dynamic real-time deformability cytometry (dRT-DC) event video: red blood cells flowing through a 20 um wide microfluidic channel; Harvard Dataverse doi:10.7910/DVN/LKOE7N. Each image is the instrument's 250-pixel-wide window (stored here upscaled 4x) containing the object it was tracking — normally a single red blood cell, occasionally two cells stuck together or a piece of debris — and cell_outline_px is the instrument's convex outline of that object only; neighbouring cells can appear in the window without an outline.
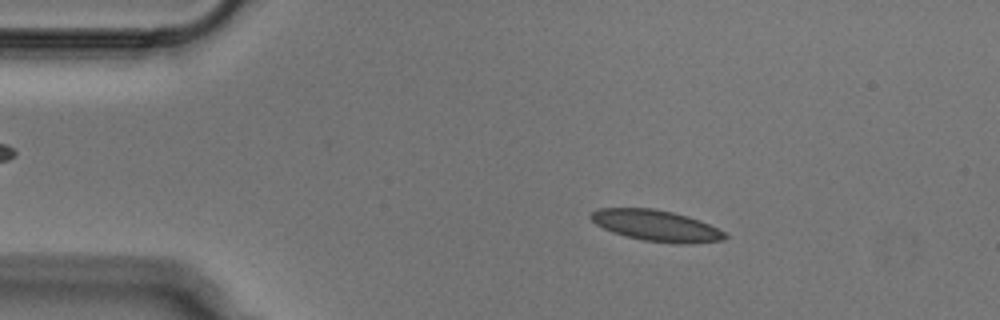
{"species": "Egyptian fruit bat (a non-hibernating species)", "species_latin": "Rousettus aegyptiacus", "temperature_condition": "cold", "stored_images_in_passage": 44, "camera_frame_rate_fps": 3000, "um_per_image_px": 0.085, "animal": {"sex": "male"}, "frame": {"image": 1, "passage_image": 1, "time_ms": 0.0, "image_size_px": [1000, 320], "cell_outline_px": [[728, 236], [724, 240], [692, 244], [680, 244], [644, 240], [624, 236], [612, 232], [596, 224], [588, 216], [592, 212], [600, 208], [656, 208], [688, 216], [700, 220], [724, 232]], "centroid_in_image_um": [55.79, 19.18], "position_along_channel_um": 29.2, "area_um2": 24.33}}
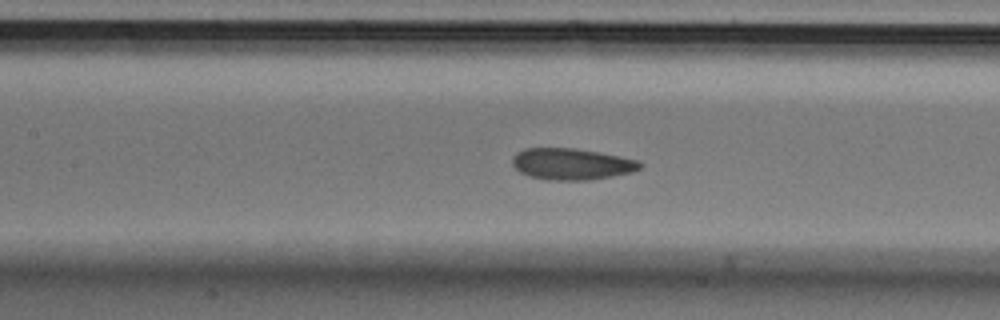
{"frame": {"image": 2, "passage_image": 15, "time_ms": 4.667, "image_size_px": [1000, 320], "cell_outline_px": [[644, 164], [640, 168], [632, 172], [612, 176], [588, 180], [548, 180], [532, 176], [520, 172], [512, 164], [512, 156], [516, 152], [524, 148], [576, 148], [620, 156], [636, 160]], "centroid_in_image_um": [48.57, 13.93], "position_along_channel_um": 158.8, "area_um2": 23.35}}
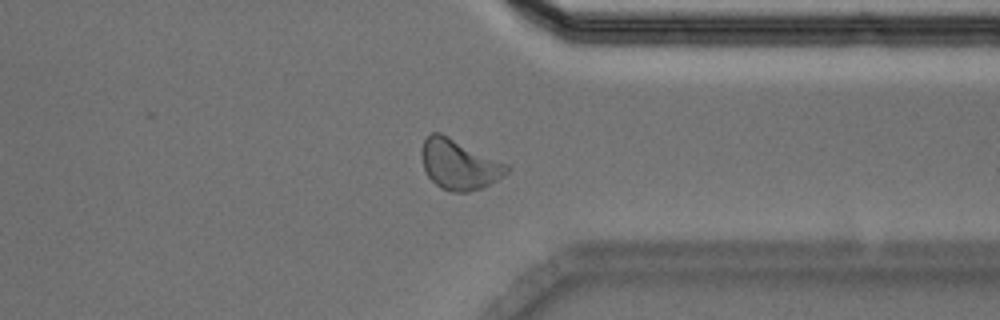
{"frame": {"image": 3, "passage_image": 32, "time_ms": 10.333, "image_size_px": [1000, 320], "cell_outline_px": [[512, 168], [504, 176], [484, 188], [468, 192], [452, 192], [440, 188], [428, 176], [424, 168], [420, 156], [420, 148], [424, 140], [432, 132], [440, 132], [508, 164]], "centroid_in_image_um": [39.03, 13.99], "position_along_channel_um": 372.4, "area_um2": 25.14}}